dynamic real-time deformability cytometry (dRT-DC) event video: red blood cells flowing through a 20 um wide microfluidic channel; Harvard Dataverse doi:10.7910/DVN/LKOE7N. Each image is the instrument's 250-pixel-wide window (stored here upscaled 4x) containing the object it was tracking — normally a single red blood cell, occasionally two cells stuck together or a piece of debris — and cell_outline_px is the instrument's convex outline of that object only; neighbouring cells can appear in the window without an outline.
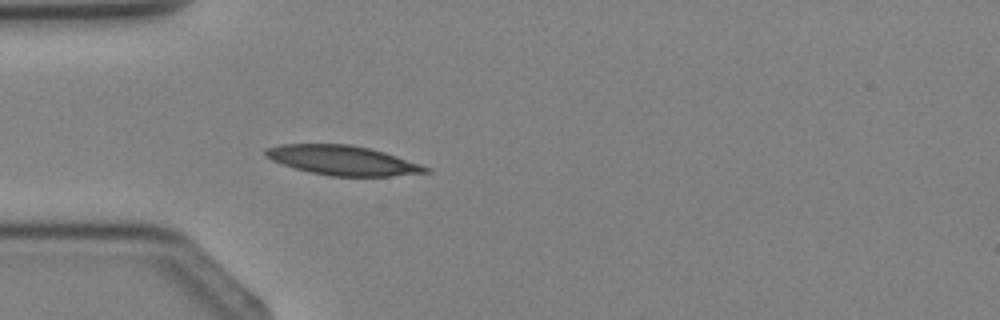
{"species": "Egyptian fruit bat (a non-hibernating species)", "species_latin": "Rousettus aegyptiacus", "temperature_condition": "cold", "stored_images_in_passage": 4, "camera_frame_rate_fps": 3000, "um_per_image_px": 0.085, "animal": {"sex": "female"}, "frame": {"image": 1, "passage_image": 4, "time_ms": 3.333, "image_size_px": [1000, 320], "cell_outline_px": [[432, 172], [392, 176], [328, 176], [308, 172], [272, 160], [264, 156], [264, 148], [280, 144], [348, 144], [368, 148], [384, 152], [432, 168]], "centroid_in_image_um": [29.12, 13.63], "position_along_channel_um": 55.9, "area_um2": 27.57}}